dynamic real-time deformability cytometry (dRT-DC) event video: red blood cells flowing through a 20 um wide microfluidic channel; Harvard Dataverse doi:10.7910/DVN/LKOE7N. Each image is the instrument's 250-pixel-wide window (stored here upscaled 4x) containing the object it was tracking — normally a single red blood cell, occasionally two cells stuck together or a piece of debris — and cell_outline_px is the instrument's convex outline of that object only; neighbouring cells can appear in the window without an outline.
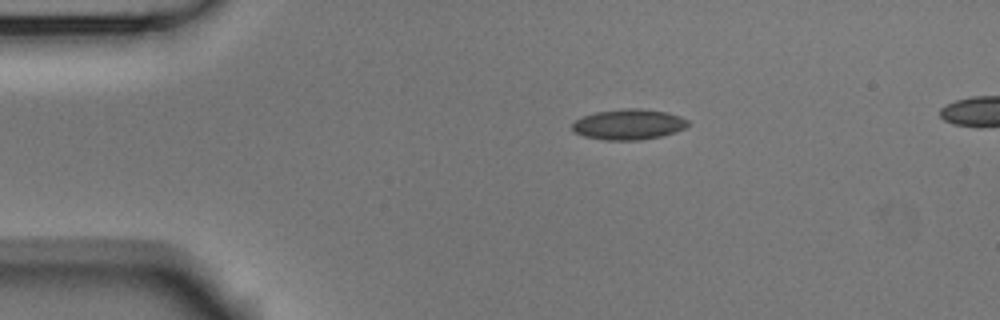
{"species": "Egyptian fruit bat (a non-hibernating species)", "species_latin": "Rousettus aegyptiacus", "temperature_condition": "room temperature", "stored_images_in_passage": 4, "camera_frame_rate_fps": 3000, "um_per_image_px": 0.085, "animal": {"sex": "male"}, "frame": {"image": 1, "passage_image": 2, "time_ms": 0.333, "image_size_px": [1000, 320], "cell_outline_px": [[688, 124], [684, 128], [660, 136], [640, 140], [604, 140], [584, 136], [572, 132], [572, 124], [580, 116], [596, 112], [620, 108], [640, 108], [668, 112], [680, 116], [688, 120]], "centroid_in_image_um": [53.38, 10.56], "position_along_channel_um": 31.6, "area_um2": 20.69}}
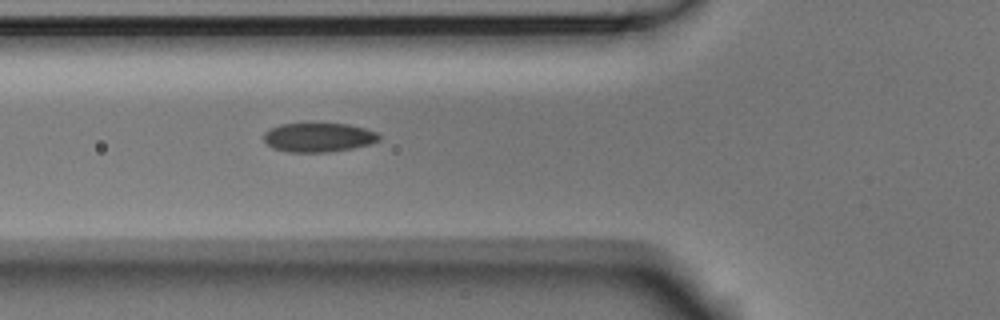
{"frame": {"image": 2, "passage_image": 4, "time_ms": 1.0, "image_size_px": [1000, 320], "cell_outline_px": [[380, 140], [368, 144], [352, 148], [332, 152], [288, 152], [272, 148], [264, 140], [264, 132], [268, 128], [280, 124], [348, 124], [364, 128], [376, 132], [380, 136]], "centroid_in_image_um": [27.04, 11.68], "position_along_channel_um": 98.8, "area_um2": 19.54}}